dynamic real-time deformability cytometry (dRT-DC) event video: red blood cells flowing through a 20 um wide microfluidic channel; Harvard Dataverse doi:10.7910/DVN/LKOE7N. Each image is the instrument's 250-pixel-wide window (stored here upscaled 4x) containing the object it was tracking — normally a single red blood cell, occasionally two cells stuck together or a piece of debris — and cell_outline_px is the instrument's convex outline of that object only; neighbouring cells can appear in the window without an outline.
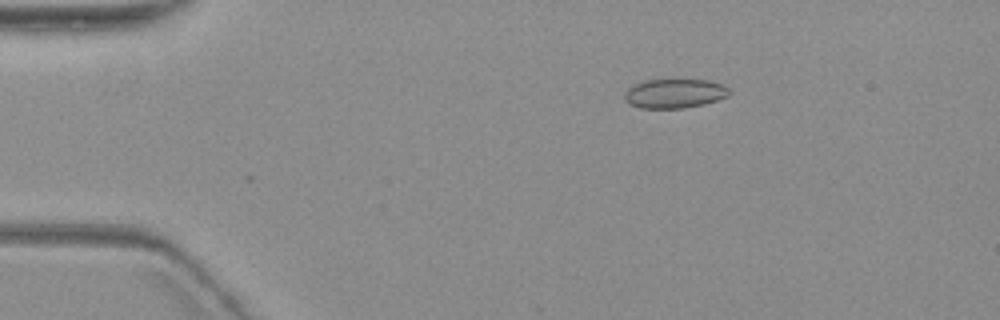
{"species": "common noctule bat (a hibernating species)", "species_latin": "Nyctalus noctula", "temperature_condition": "warm", "stored_images_in_passage": 4, "camera_frame_rate_fps": 3000, "um_per_image_px": 0.085, "animal": {"sex": "female", "body_mass_g": 19.3, "forearm_length_mm": 54.1}, "frame": {"image": 1, "passage_image": 3, "time_ms": 2.333, "image_size_px": [1000, 320], "cell_outline_px": [[732, 92], [728, 96], [704, 104], [684, 108], [640, 108], [628, 104], [624, 100], [624, 92], [628, 88], [644, 80], [708, 80], [724, 84]], "centroid_in_image_um": [57.34, 7.95], "position_along_channel_um": 27.7, "area_um2": 17.98}}